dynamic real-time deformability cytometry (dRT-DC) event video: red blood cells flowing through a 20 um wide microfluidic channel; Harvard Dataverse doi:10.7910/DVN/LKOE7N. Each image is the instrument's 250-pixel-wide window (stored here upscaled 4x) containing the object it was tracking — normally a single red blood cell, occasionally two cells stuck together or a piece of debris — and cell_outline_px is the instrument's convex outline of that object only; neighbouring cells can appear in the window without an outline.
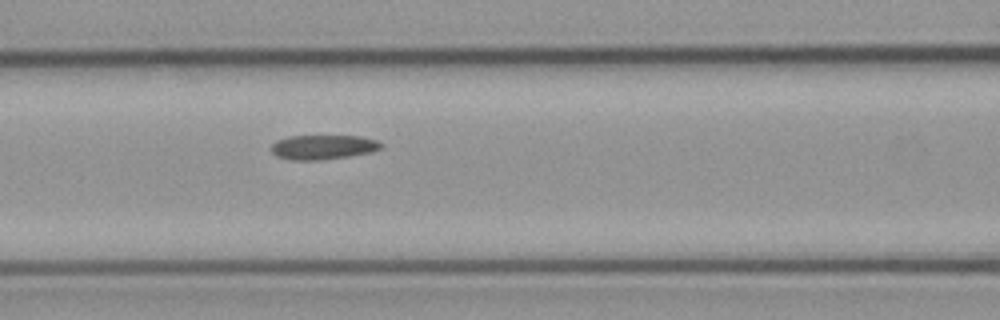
{"species": "common noctule bat (a hibernating species)", "species_latin": "Nyctalus noctula", "temperature_condition": "cold", "stored_images_in_passage": 6, "segment_of_instrument_passage": [2, 2], "camera_frame_rate_fps": 3000, "um_per_image_px": 0.085, "animal": {"sex": "male", "body_mass_g": 23.1, "forearm_length_mm": 52.7}, "frame": {"image": 1, "passage_image": 6, "time_ms": 6.667, "image_size_px": [1000, 320], "cell_outline_px": [[384, 144], [380, 148], [372, 152], [348, 156], [320, 160], [292, 160], [276, 156], [268, 148], [276, 140], [288, 136], [360, 136], [376, 140]], "centroid_in_image_um": [27.42, 12.5], "position_along_channel_um": 139.2, "area_um2": 15.78}}